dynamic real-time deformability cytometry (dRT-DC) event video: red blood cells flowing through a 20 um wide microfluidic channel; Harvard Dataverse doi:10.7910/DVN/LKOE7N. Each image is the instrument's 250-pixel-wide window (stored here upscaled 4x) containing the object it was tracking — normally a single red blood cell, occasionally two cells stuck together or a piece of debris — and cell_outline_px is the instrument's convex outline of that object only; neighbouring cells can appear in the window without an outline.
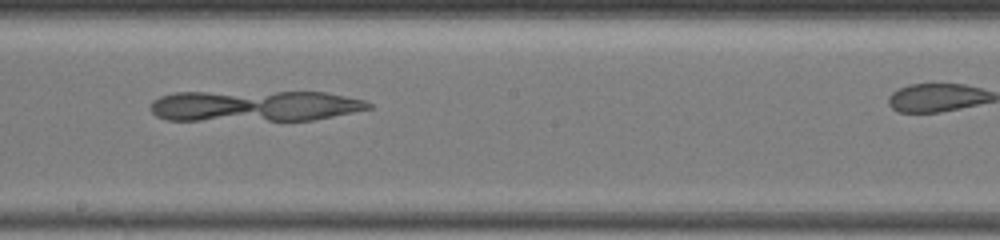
{"species": "common noctule bat (a hibernating species)", "species_latin": "Nyctalus noctula", "temperature_condition": "warm", "stored_images_in_passage": 26, "camera_frame_rate_fps": 3000, "um_per_image_px": 0.085, "animal": {"sex": "female", "body_mass_g": 19.5, "forearm_length_mm": 54.1}, "frame": {"image": 1, "passage_image": 19, "time_ms": 12.667, "image_size_px": [1000, 240], "cell_outline_px": [[372, 108], [312, 120], [168, 120], [156, 116], [152, 112], [152, 100], [160, 96], [176, 92], [324, 92], [364, 100], [372, 104]], "centroid_in_image_um": [21.62, 9.0], "position_along_channel_um": 226.6, "area_um2": 39.25}}